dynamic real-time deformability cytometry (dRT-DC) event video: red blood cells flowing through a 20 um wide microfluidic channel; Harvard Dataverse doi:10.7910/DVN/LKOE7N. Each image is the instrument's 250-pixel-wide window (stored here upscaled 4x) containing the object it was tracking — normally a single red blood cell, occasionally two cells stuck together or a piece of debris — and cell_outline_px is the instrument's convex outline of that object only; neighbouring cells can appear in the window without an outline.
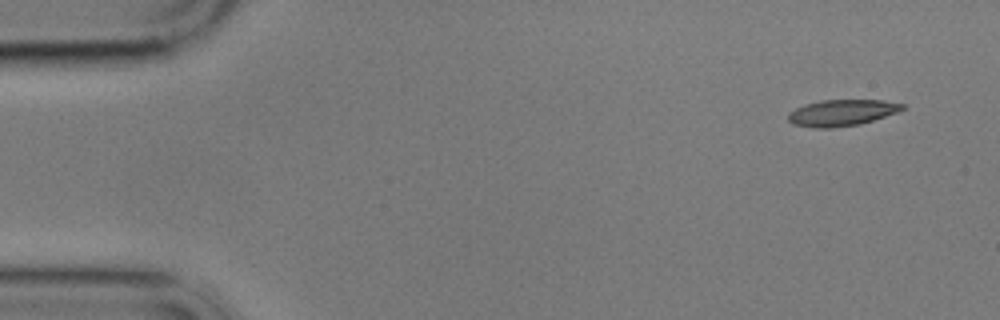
{"species": "common noctule bat (a hibernating species)", "species_latin": "Nyctalus noctula", "temperature_condition": "cold", "stored_images_in_passage": 5, "camera_frame_rate_fps": 3000, "um_per_image_px": 0.085, "animal": {"sex": "male", "body_mass_g": 17.9}, "frame": {"image": 1, "passage_image": 1, "time_ms": 0.0, "image_size_px": [1000, 320], "cell_outline_px": [[904, 108], [896, 112], [860, 124], [832, 128], [812, 128], [792, 124], [788, 120], [788, 112], [804, 104], [820, 100], [884, 100], [904, 104]], "centroid_in_image_um": [71.49, 9.58], "position_along_channel_um": 13.5, "area_um2": 17.51}}
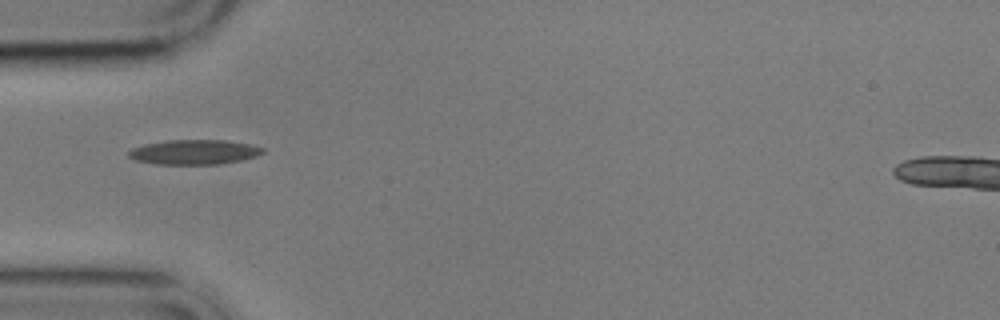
{"frame": {"image": 2, "passage_image": 5, "time_ms": 4.667, "image_size_px": [1000, 320], "cell_outline_px": [[264, 152], [256, 156], [244, 160], [220, 164], [156, 164], [136, 160], [128, 156], [128, 152], [132, 148], [144, 144], [168, 140], [224, 140], [252, 144], [264, 148]], "centroid_in_image_um": [16.54, 12.92], "position_along_channel_um": 68.5, "area_um2": 19.42}}